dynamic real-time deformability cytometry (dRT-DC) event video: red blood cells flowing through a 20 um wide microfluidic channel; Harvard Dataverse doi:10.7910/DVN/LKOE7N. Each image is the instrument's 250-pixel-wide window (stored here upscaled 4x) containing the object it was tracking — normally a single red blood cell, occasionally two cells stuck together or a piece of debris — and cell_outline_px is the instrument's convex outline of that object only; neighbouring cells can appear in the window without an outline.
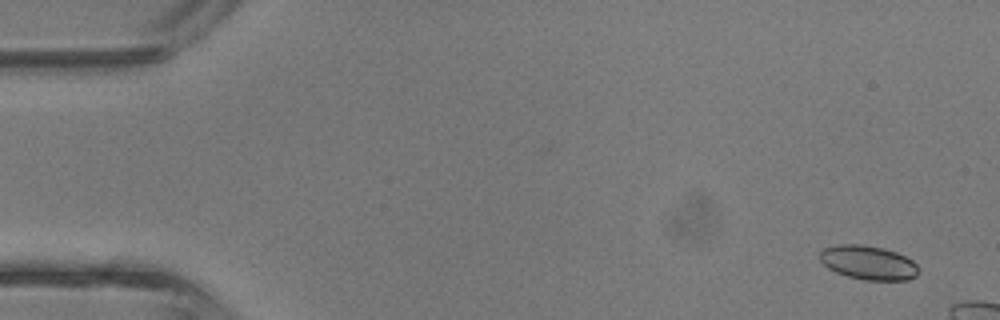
{"species": "common noctule bat (a hibernating species)", "species_latin": "Nyctalus noctula", "temperature_condition": "room temperature", "stored_images_in_passage": 3, "camera_frame_rate_fps": 3000, "um_per_image_px": 0.085, "animal": {"sex": "male", "body_mass_g": 13.3}, "frame": {"image": 1, "passage_image": 1, "time_ms": 0.0, "image_size_px": [1000, 320], "cell_outline_px": [[920, 272], [916, 276], [908, 280], [864, 280], [848, 276], [836, 272], [828, 268], [820, 260], [820, 252], [824, 248], [840, 244], [860, 244], [884, 248], [896, 252], [912, 260], [920, 268]], "centroid_in_image_um": [73.83, 22.33], "position_along_channel_um": 11.2, "area_um2": 19.65}}